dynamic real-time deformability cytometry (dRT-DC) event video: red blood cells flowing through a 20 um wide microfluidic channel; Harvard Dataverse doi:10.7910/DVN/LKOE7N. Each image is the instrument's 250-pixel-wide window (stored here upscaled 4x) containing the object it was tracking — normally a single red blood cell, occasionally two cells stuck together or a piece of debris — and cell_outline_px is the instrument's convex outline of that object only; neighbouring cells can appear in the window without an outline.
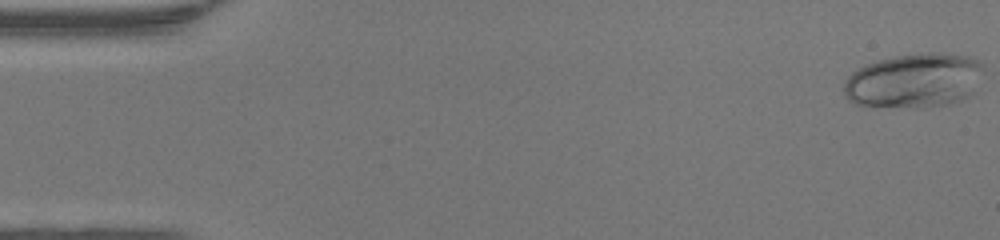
{"species": "human", "species_latin": "Homo sapiens", "temperature_condition": "warm", "stored_images_in_passage": 6, "camera_frame_rate_fps": 3000, "um_per_image_px": 0.085, "donor": {"sex": "female"}, "frame": {"image": 1, "passage_image": 1, "time_ms": 0.0, "image_size_px": [1000, 240], "cell_outline_px": [[984, 68], [972, 92], [968, 96], [960, 100], [948, 104], [924, 108], [872, 108], [856, 104], [848, 100], [844, 96], [844, 80], [856, 68], [876, 60], [896, 56], [928, 52], [940, 52], [968, 56], [980, 60], [984, 64]], "centroid_in_image_um": [77.66, 6.87], "position_along_channel_um": 7.3, "area_um2": 45.32}}